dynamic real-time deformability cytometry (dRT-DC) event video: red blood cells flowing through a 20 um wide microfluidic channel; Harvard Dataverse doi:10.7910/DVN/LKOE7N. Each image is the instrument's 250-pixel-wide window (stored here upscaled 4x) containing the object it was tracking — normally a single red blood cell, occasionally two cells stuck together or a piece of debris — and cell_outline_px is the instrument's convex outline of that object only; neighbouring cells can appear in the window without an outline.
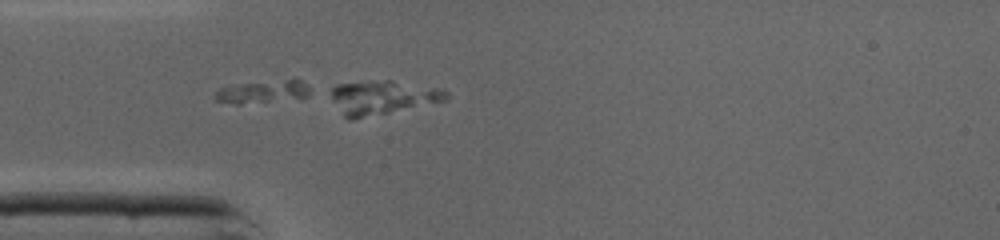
{"species": "common noctule bat (a hibernating species)", "species_latin": "Nyctalus noctula", "temperature_condition": "cold", "stored_images_in_passage": 6, "camera_frame_rate_fps": 3000, "um_per_image_px": 0.085, "animal": {"sex": "male", "body_mass_g": 19.0, "forearm_length_mm": 50.8}, "frame": {"image": 1, "passage_image": 4, "time_ms": 1.0, "image_size_px": [1000, 240], "cell_outline_px": [[448, 100], [352, 120], [348, 120], [344, 116], [332, 100], [328, 88], [336, 84], [384, 80], [392, 80], [444, 88], [448, 92]], "centroid_in_image_um": [32.52, 8.27], "position_along_channel_um": 52.5, "area_um2": 23.06}}